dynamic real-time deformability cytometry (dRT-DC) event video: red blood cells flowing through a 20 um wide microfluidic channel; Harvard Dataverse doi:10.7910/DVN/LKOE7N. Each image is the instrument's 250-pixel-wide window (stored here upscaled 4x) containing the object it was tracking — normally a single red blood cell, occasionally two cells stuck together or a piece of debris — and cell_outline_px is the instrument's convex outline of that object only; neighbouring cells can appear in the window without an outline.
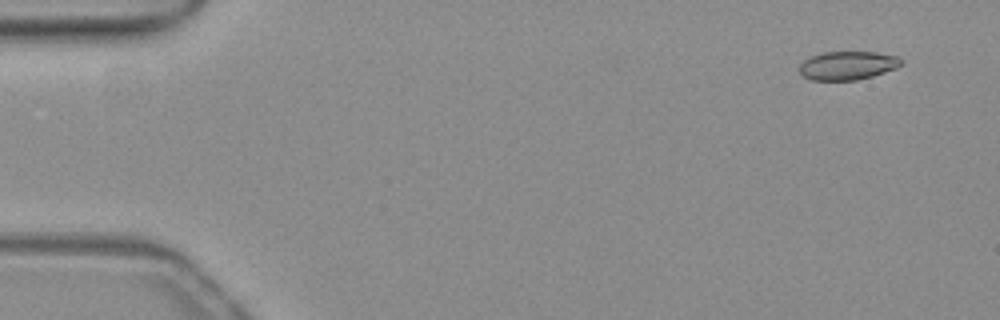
{"species": "common noctule bat (a hibernating species)", "species_latin": "Nyctalus noctula", "temperature_condition": "warm", "stored_images_in_passage": 9, "camera_frame_rate_fps": 3000, "um_per_image_px": 0.085, "animal": {"sex": "female", "body_mass_g": 19.3, "forearm_length_mm": 54.1}, "frame": {"image": 1, "passage_image": 1, "time_ms": 0.0, "image_size_px": [1000, 320], "cell_outline_px": [[904, 64], [896, 68], [872, 76], [856, 80], [812, 80], [804, 76], [800, 72], [800, 64], [804, 60], [820, 52], [876, 52], [896, 56], [904, 60]], "centroid_in_image_um": [72.07, 5.56], "position_along_channel_um": 12.9, "area_um2": 16.94}}